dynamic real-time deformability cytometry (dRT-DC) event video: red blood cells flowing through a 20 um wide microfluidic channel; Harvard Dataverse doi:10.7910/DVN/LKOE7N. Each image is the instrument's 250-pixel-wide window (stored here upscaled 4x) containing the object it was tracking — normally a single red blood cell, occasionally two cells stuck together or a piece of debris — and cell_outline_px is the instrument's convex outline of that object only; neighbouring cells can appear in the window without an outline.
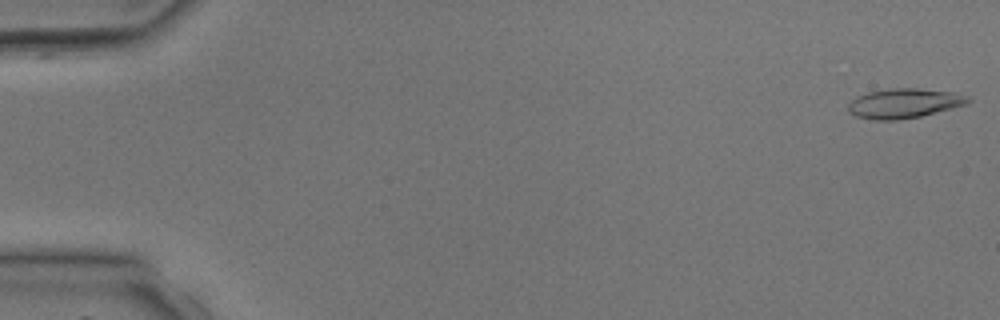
{"species": "common noctule bat (a hibernating species)", "species_latin": "Nyctalus noctula", "temperature_condition": "room temperature", "stored_images_in_passage": 3, "camera_frame_rate_fps": 3000, "um_per_image_px": 0.085, "animal": {"sex": "male", "body_mass_g": 17.9, "forearm_length_mm": 54.2}, "frame": {"image": 1, "passage_image": 1, "time_ms": 0.0, "image_size_px": [1000, 320], "cell_outline_px": [[972, 100], [968, 104], [920, 116], [900, 120], [872, 120], [856, 116], [848, 112], [848, 104], [856, 96], [868, 92], [892, 88], [916, 88], [952, 92], [968, 96]], "centroid_in_image_um": [76.83, 8.78], "position_along_channel_um": 8.2, "area_um2": 20.75}}
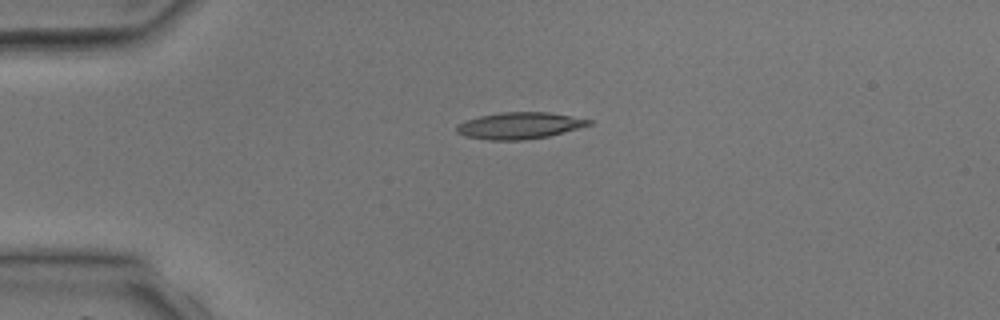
{"frame": {"image": 2, "passage_image": 3, "time_ms": 3.0, "image_size_px": [1000, 320], "cell_outline_px": [[592, 124], [564, 132], [548, 136], [524, 140], [488, 140], [464, 136], [456, 132], [456, 124], [464, 120], [480, 116], [500, 112], [548, 112], [592, 120]], "centroid_in_image_um": [44.1, 10.68], "position_along_channel_um": 40.9, "area_um2": 20.52}}